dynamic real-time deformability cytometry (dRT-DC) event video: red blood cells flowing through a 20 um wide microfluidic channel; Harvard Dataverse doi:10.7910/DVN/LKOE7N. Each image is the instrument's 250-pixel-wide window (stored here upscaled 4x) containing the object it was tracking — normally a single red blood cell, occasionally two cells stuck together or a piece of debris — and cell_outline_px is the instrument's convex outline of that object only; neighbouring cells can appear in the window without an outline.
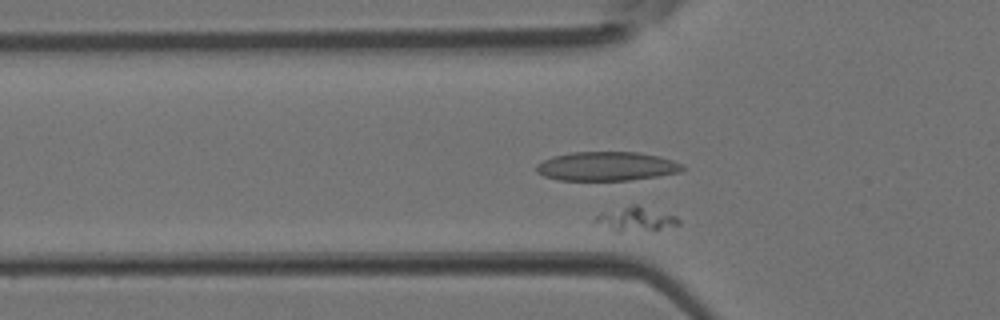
{"species": "Egyptian fruit bat (a non-hibernating species)", "species_latin": "Rousettus aegyptiacus", "temperature_condition": "room temperature", "stored_images_in_passage": 42, "segment_of_instrument_passage": [1, 2], "camera_frame_rate_fps": 3000, "um_per_image_px": 0.085, "animal": {"sex": "female"}, "frame": {"image": 1, "passage_image": 14, "time_ms": 4.333, "image_size_px": [1000, 320], "cell_outline_px": [[680, 224], [656, 228], [620, 232], [616, 232], [592, 224], [592, 220], [596, 216], [632, 204], [636, 204], [676, 216], [680, 220]], "centroid_in_image_um": [53.94, 18.63], "position_along_channel_um": 71.9, "area_um2": 11.44}}
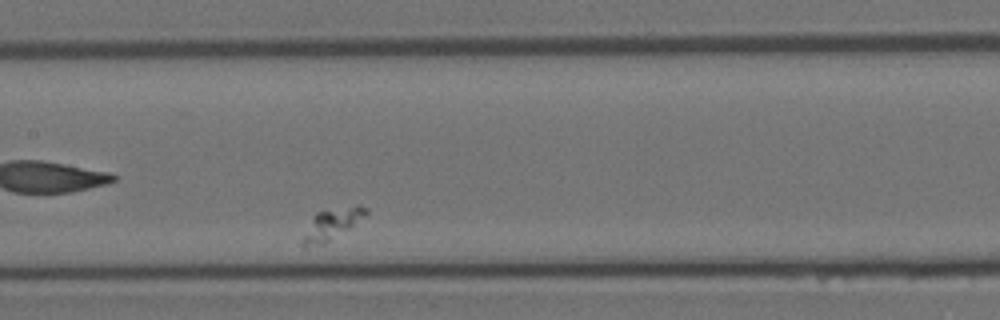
{"frame": {"image": 2, "passage_image": 22, "time_ms": 7.0, "image_size_px": [1000, 320], "cell_outline_px": [[368, 212], [364, 216], [348, 228], [324, 244], [304, 248], [300, 244], [312, 216], [316, 212], [356, 204], [360, 204], [368, 208]], "centroid_in_image_um": [28.17, 19.04], "position_along_channel_um": 179.2, "area_um2": 11.39}}
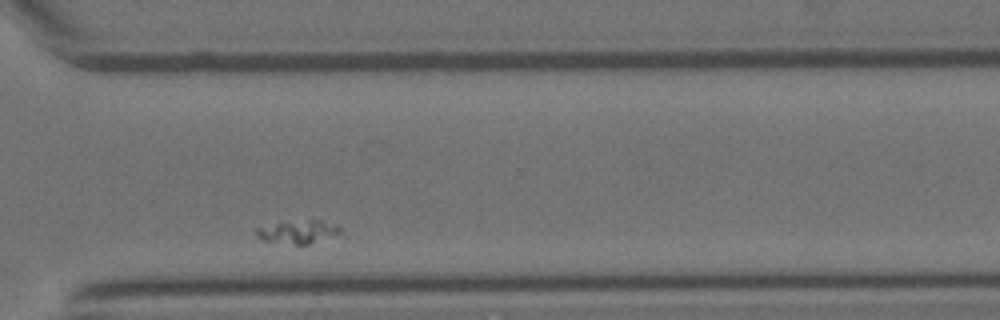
{"frame": {"image": 3, "passage_image": 34, "time_ms": 11.0, "image_size_px": [1000, 320], "cell_outline_px": [[340, 232], [308, 244], [296, 244], [264, 240], [256, 236], [256, 228], [276, 224], [308, 220], [320, 220], [340, 228]], "centroid_in_image_um": [25.28, 19.71], "position_along_channel_um": 345.3, "area_um2": 10.46}}